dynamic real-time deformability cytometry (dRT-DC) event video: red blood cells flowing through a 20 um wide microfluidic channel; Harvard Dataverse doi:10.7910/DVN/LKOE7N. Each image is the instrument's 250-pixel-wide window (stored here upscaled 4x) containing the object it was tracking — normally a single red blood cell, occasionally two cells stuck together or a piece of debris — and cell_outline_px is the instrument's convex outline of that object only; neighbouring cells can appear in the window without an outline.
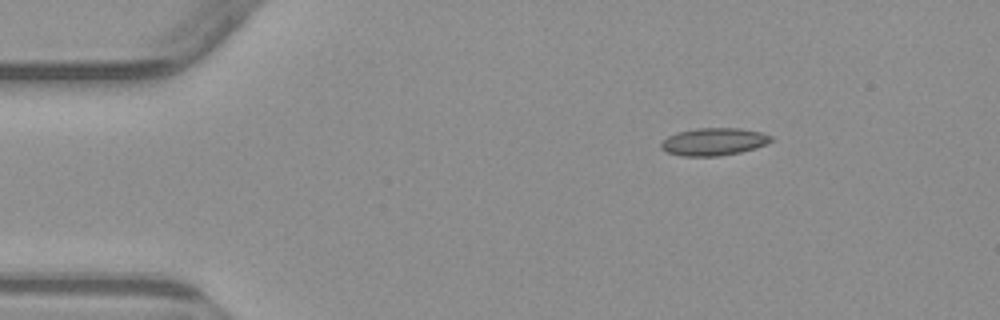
{"species": "common noctule bat (a hibernating species)", "species_latin": "Nyctalus noctula", "temperature_condition": "warm", "stored_images_in_passage": 3, "camera_frame_rate_fps": 3000, "um_per_image_px": 0.085, "animal": {"sex": "male", "body_mass_g": 23.1, "forearm_length_mm": 52.7}, "frame": {"image": 1, "passage_image": 1, "time_ms": 0.0, "image_size_px": [1000, 320], "cell_outline_px": [[772, 140], [768, 144], [756, 148], [740, 152], [716, 156], [680, 156], [668, 152], [660, 148], [660, 144], [668, 136], [680, 132], [700, 128], [740, 128], [760, 132], [772, 136]], "centroid_in_image_um": [60.69, 12.05], "position_along_channel_um": 24.3, "area_um2": 17.51}}